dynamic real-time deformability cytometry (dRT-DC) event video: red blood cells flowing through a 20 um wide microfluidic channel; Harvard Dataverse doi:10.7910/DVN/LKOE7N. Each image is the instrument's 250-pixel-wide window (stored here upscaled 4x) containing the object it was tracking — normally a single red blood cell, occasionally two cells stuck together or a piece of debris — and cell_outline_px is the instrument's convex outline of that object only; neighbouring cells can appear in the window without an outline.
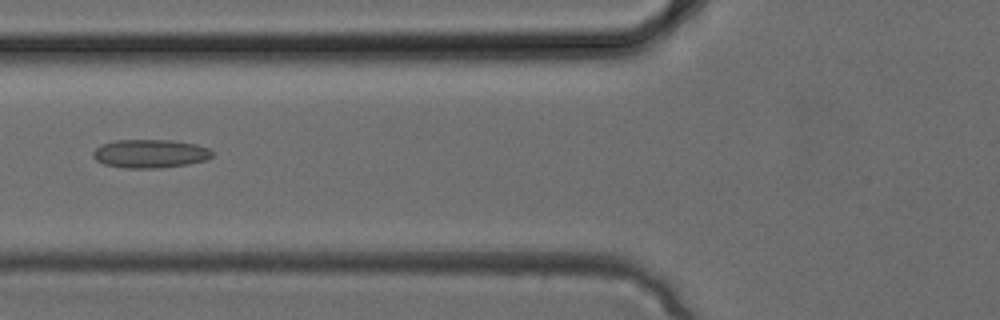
{"species": "common noctule bat (a hibernating species)", "species_latin": "Nyctalus noctula", "temperature_condition": "cold", "stored_images_in_passage": 20, "camera_frame_rate_fps": 3000, "um_per_image_px": 0.085, "animal": {"sex": "female", "body_mass_g": 24.6, "forearm_length_mm": 56.2}, "frame": {"image": 1, "passage_image": 3, "time_ms": 0.667, "image_size_px": [1000, 320], "cell_outline_px": [[212, 156], [208, 160], [188, 164], [160, 168], [128, 168], [104, 164], [96, 160], [92, 156], [92, 152], [96, 148], [104, 144], [116, 140], [172, 140], [196, 144], [208, 148], [212, 152]], "centroid_in_image_um": [12.78, 13.06], "position_along_channel_um": 113.0, "area_um2": 19.77}}
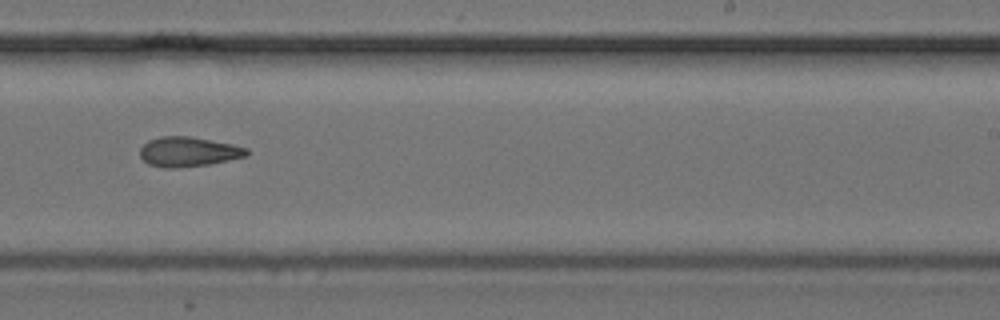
{"frame": {"image": 2, "passage_image": 11, "time_ms": 3.333, "image_size_px": [1000, 320], "cell_outline_px": [[248, 156], [208, 164], [176, 168], [164, 168], [148, 164], [140, 156], [140, 148], [148, 140], [160, 136], [188, 136], [232, 144], [248, 148]], "centroid_in_image_um": [15.99, 12.9], "position_along_channel_um": 273.0, "area_um2": 18.44}}
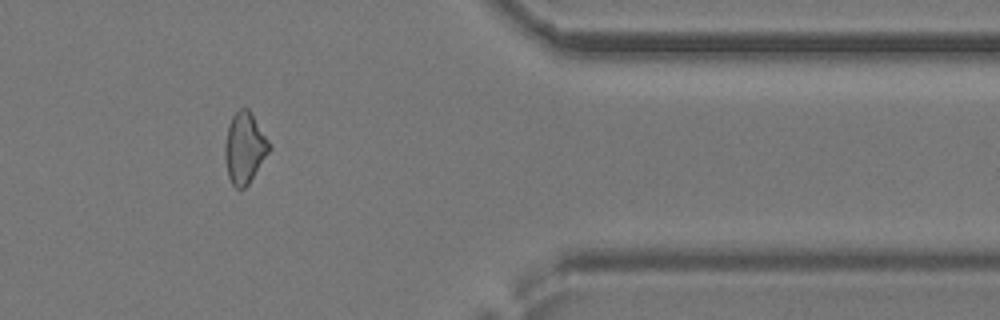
{"frame": {"image": 3, "passage_image": 18, "time_ms": 5.667, "image_size_px": [1000, 320], "cell_outline_px": [[272, 148], [248, 184], [244, 188], [236, 188], [232, 184], [228, 176], [224, 156], [224, 144], [228, 128], [232, 116], [240, 108], [248, 108], [268, 140]], "centroid_in_image_um": [20.78, 12.59], "position_along_channel_um": 390.6, "area_um2": 18.15}}